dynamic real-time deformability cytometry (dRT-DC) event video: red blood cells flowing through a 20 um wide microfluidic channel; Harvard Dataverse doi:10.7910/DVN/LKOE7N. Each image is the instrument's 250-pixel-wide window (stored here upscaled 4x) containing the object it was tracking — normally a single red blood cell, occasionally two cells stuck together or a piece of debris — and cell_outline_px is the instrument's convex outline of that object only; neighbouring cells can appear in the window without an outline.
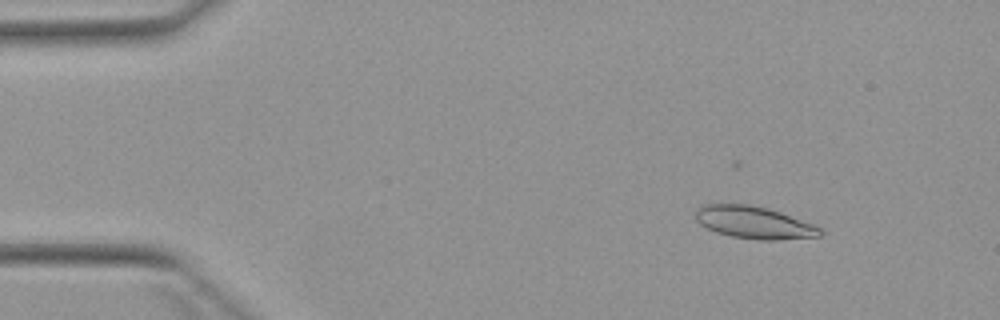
{"species": "Egyptian fruit bat (a non-hibernating species)", "species_latin": "Rousettus aegyptiacus", "temperature_condition": "warm", "stored_images_in_passage": 5, "camera_frame_rate_fps": 3000, "um_per_image_px": 0.085, "animal": {"sex": "female"}, "frame": {"image": 1, "passage_image": 3, "time_ms": 2.333, "image_size_px": [1000, 320], "cell_outline_px": [[824, 232], [820, 236], [776, 240], [760, 240], [732, 236], [716, 232], [700, 224], [696, 220], [696, 208], [704, 204], [752, 204], [768, 208], [780, 212], [812, 224], [820, 228]], "centroid_in_image_um": [64.08, 18.9], "position_along_channel_um": 20.9, "area_um2": 23.35}}